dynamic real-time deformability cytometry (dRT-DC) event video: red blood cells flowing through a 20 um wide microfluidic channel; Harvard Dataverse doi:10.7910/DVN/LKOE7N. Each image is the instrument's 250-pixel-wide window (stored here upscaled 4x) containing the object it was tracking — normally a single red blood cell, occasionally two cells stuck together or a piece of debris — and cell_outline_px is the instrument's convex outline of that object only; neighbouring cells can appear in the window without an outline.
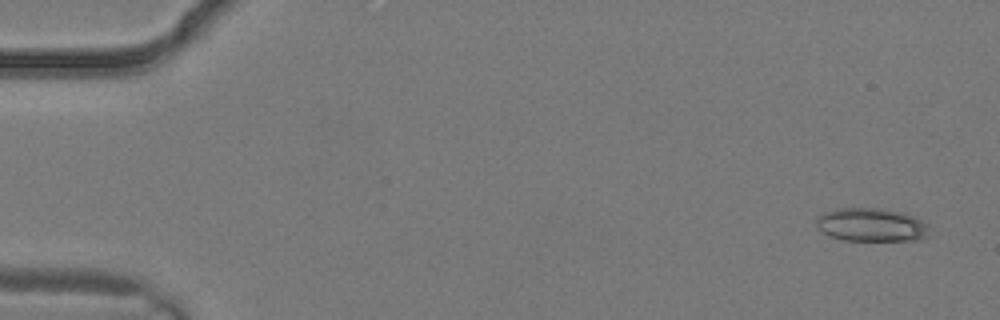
{"species": "common noctule bat (a hibernating species)", "species_latin": "Nyctalus noctula", "temperature_condition": "warm", "stored_images_in_passage": 4, "camera_frame_rate_fps": 3000, "um_per_image_px": 0.085, "animal": {"sex": "male", "body_mass_g": 19.2, "forearm_length_mm": 51.8}, "frame": {"image": 1, "passage_image": 1, "time_ms": 0.0, "image_size_px": [1000, 320], "cell_outline_px": [[928, 236], [916, 240], [844, 240], [832, 236], [816, 228], [816, 216], [824, 212], [840, 208], [880, 208], [900, 212], [912, 216], [928, 224]], "centroid_in_image_um": [74.04, 19.1], "position_along_channel_um": 11.0, "area_um2": 21.85}}